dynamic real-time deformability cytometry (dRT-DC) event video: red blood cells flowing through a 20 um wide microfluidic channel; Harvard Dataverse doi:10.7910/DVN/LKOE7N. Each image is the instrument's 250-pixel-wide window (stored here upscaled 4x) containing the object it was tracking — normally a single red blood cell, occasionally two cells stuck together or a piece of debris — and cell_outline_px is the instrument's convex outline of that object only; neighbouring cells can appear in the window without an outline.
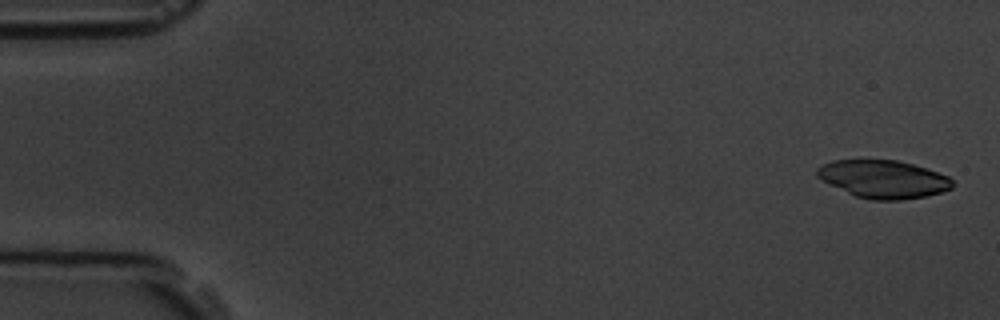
{"species": "common noctule bat (a hibernating species)", "species_latin": "Nyctalus noctula", "temperature_condition": "room temperature", "stored_images_in_passage": 6, "camera_frame_rate_fps": 3000, "um_per_image_px": 0.085, "animal": {"sex": "male", "body_mass_g": 19.5, "forearm_length_mm": 54.6}, "frame": {"image": 1, "passage_image": 1, "time_ms": 0.0, "image_size_px": [1000, 320], "cell_outline_px": [[952, 188], [940, 192], [924, 196], [900, 200], [872, 200], [856, 196], [816, 176], [816, 168], [820, 164], [832, 160], [896, 160], [912, 164], [948, 176], [952, 180]], "centroid_in_image_um": [75.06, 15.21], "position_along_channel_um": 9.9, "area_um2": 29.42}}